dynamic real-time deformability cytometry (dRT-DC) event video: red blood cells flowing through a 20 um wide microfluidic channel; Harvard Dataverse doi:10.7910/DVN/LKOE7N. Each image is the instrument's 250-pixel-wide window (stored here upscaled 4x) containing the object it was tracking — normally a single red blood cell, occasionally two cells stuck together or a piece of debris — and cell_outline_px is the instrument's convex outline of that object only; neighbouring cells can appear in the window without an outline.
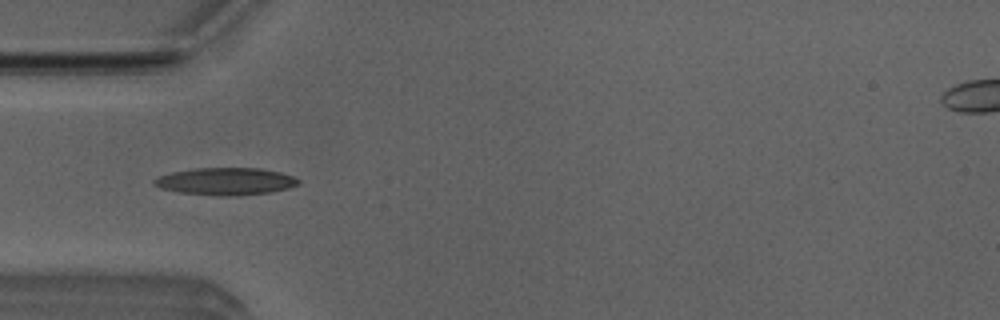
{"species": "Egyptian fruit bat (a non-hibernating species)", "species_latin": "Rousettus aegyptiacus", "temperature_condition": "room temperature", "stored_images_in_passage": 5, "camera_frame_rate_fps": 3000, "um_per_image_px": 0.085, "animal": {"sex": "male"}, "frame": {"image": 1, "passage_image": 3, "time_ms": 0.667, "image_size_px": [1000, 320], "cell_outline_px": [[300, 184], [288, 188], [268, 192], [240, 196], [216, 196], [176, 192], [160, 188], [152, 184], [152, 180], [160, 176], [172, 172], [196, 168], [260, 168], [280, 172], [292, 176], [300, 180]], "centroid_in_image_um": [19.16, 15.42], "position_along_channel_um": 65.8, "area_um2": 23.12}}